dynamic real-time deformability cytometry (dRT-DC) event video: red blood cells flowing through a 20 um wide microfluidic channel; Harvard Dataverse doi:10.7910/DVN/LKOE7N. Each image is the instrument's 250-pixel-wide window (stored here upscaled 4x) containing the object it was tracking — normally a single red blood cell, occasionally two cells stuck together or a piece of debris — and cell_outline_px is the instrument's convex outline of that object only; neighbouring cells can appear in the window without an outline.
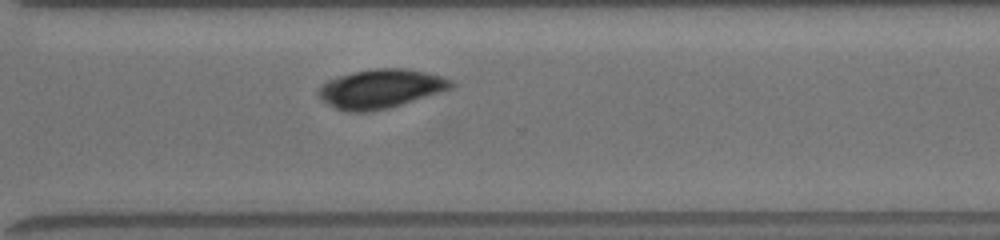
{"species": "common noctule bat (a hibernating species)", "species_latin": "Nyctalus noctula", "temperature_condition": "room temperature", "stored_images_in_passage": 24, "camera_frame_rate_fps": 3000, "um_per_image_px": 0.085, "animal": {"sex": "female", "body_mass_g": 19.5, "forearm_length_mm": 54.1}, "frame": {"image": 1, "passage_image": 15, "time_ms": 7.333, "image_size_px": [1000, 240], "cell_outline_px": [[456, 84], [452, 88], [440, 92], [388, 108], [368, 112], [348, 112], [336, 108], [328, 104], [316, 92], [328, 80], [352, 72], [376, 68], [404, 68], [424, 72], [440, 76], [452, 80]], "centroid_in_image_um": [32.36, 7.54], "position_along_channel_um": 338.2, "area_um2": 29.77}}
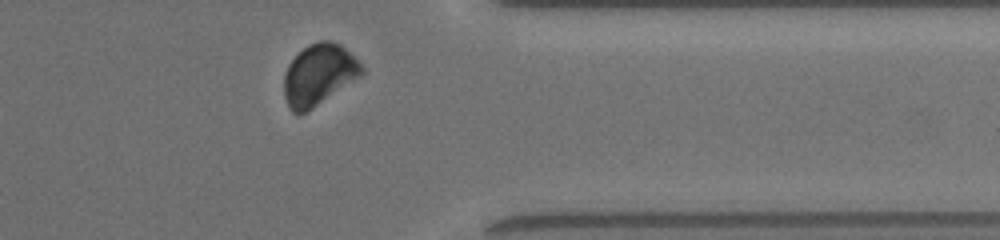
{"frame": {"image": 2, "passage_image": 18, "time_ms": 8.667, "image_size_px": [1000, 240], "cell_outline_px": [[364, 72], [360, 76], [312, 108], [304, 112], [292, 112], [288, 108], [284, 96], [284, 76], [288, 64], [308, 44], [320, 40], [332, 40], [340, 44], [364, 68]], "centroid_in_image_um": [27.07, 6.33], "position_along_channel_um": 384.3, "area_um2": 27.17}}